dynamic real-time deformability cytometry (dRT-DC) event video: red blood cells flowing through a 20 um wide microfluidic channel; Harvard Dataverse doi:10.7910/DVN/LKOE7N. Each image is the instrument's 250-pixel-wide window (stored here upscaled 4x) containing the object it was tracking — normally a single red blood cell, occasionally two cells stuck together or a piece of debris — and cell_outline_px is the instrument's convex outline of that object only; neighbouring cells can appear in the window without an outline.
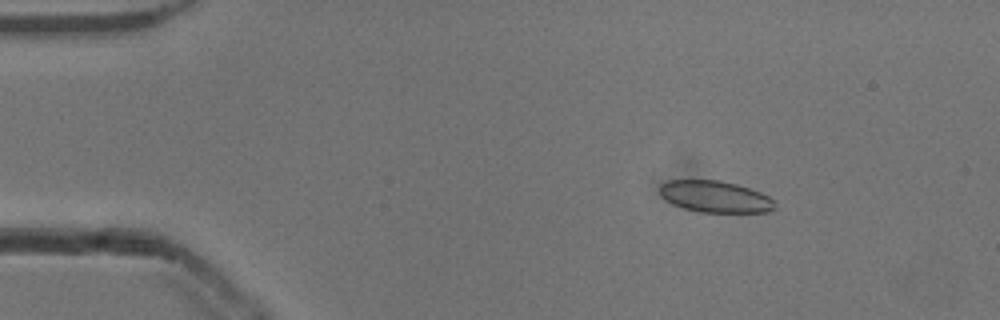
{"species": "common noctule bat (a hibernating species)", "species_latin": "Nyctalus noctula", "temperature_condition": "cold", "stored_images_in_passage": 53, "camera_frame_rate_fps": 3000, "um_per_image_px": 0.085, "animal": {"sex": "male", "body_mass_g": 13.3}, "frame": {"image": 1, "passage_image": 8, "time_ms": 2.333, "image_size_px": [1000, 320], "cell_outline_px": [[776, 208], [768, 212], [700, 212], [684, 208], [672, 204], [660, 192], [660, 184], [668, 180], [720, 180], [736, 184], [760, 192], [768, 196], [776, 204]], "centroid_in_image_um": [60.81, 16.71], "position_along_channel_um": 24.2, "area_um2": 21.04}}
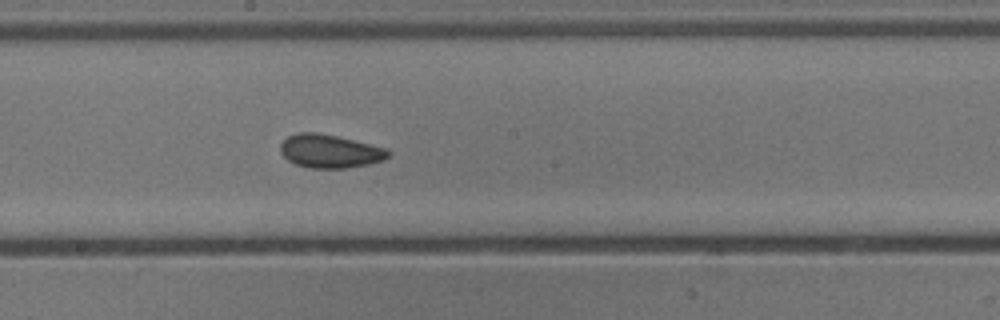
{"frame": {"image": 2, "passage_image": 29, "time_ms": 9.333, "image_size_px": [1000, 320], "cell_outline_px": [[392, 152], [384, 160], [368, 164], [344, 168], [308, 168], [296, 164], [288, 160], [280, 152], [280, 144], [288, 136], [300, 132], [316, 132], [336, 136], [388, 148]], "centroid_in_image_um": [28.05, 12.85], "position_along_channel_um": 220.2, "area_um2": 20.98}}
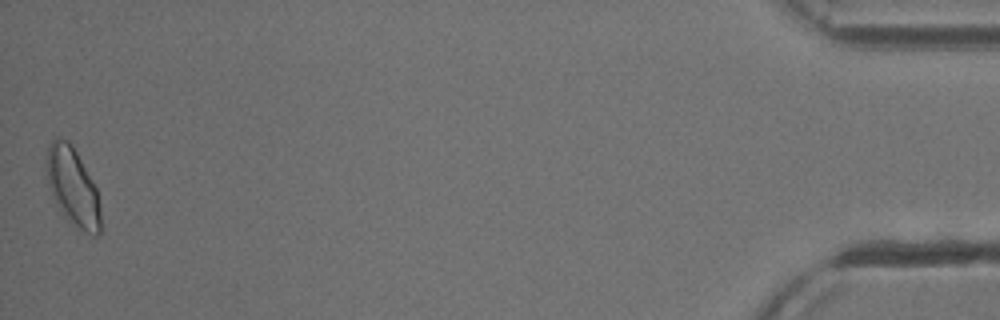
{"frame": {"image": 3, "passage_image": 53, "time_ms": 17.333, "image_size_px": [1000, 320], "cell_outline_px": [[100, 232], [96, 236], [92, 236], [68, 220], [60, 212], [56, 204], [48, 184], [48, 144], [56, 136], [60, 136], [68, 140], [72, 144], [96, 188], [100, 204]], "centroid_in_image_um": [6.2, 15.87], "position_along_channel_um": 429.0, "area_um2": 24.28}, "authors_computed_cell_mechanics": {"area_um2": 21.0392, "velocity_mm_per_s": 3.8549, "shape_relaxation_time_tau1_ms": null, "shape_relaxation_time_tau2_ms": 2.3906, "deformation_change_tau1": null, "deformation_change_tau2": 0.0626}}